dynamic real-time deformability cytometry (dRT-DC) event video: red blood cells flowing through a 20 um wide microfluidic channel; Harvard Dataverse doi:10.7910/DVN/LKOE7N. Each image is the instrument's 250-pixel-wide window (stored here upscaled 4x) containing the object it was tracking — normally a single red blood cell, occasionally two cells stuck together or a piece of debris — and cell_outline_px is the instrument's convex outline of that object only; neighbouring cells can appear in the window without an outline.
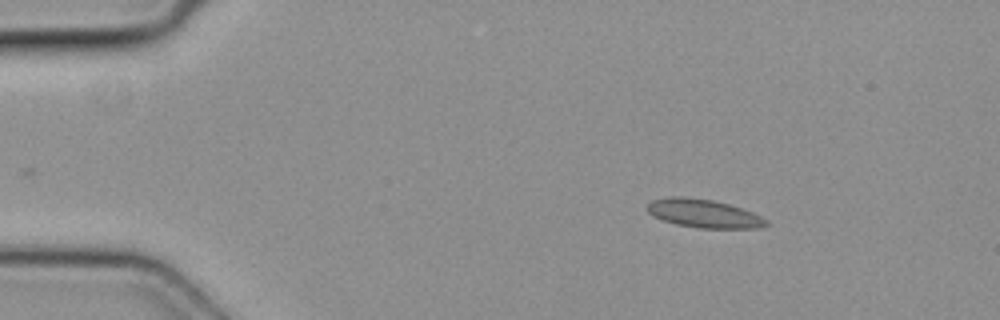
{"species": "common noctule bat (a hibernating species)", "species_latin": "Nyctalus noctula", "temperature_condition": "cold", "stored_images_in_passage": 4, "camera_frame_rate_fps": 3000, "um_per_image_px": 0.085, "animal": {"sex": "female", "body_mass_g": 19.3, "forearm_length_mm": 54.1}, "frame": {"image": 1, "passage_image": 2, "time_ms": 0.333, "image_size_px": [1000, 320], "cell_outline_px": [[768, 224], [760, 228], [696, 228], [676, 224], [652, 216], [648, 212], [648, 204], [652, 200], [672, 196], [680, 196], [712, 200], [728, 204], [752, 212], [768, 220]], "centroid_in_image_um": [59.81, 18.15], "position_along_channel_um": 25.2, "area_um2": 19.54}}